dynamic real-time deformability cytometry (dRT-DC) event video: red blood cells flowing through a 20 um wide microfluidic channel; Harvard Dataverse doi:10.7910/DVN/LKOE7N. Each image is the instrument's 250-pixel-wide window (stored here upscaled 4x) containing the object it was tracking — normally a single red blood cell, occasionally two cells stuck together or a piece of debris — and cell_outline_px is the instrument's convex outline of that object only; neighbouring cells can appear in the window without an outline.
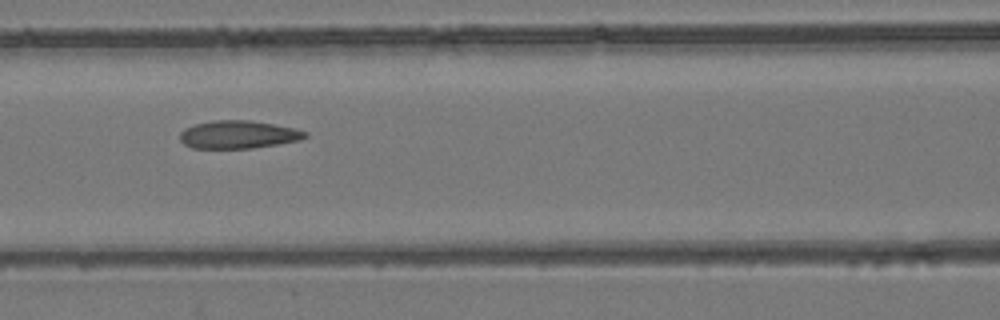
{"species": "common noctule bat (a hibernating species)", "species_latin": "Nyctalus noctula", "temperature_condition": "room temperature", "stored_images_in_passage": 8, "camera_frame_rate_fps": 3000, "um_per_image_px": 0.085, "animal": {"sex": "female", "body_mass_g": 24.6, "forearm_length_mm": 56.2}, "frame": {"image": 1, "passage_image": 7, "time_ms": 2.0, "image_size_px": [1000, 320], "cell_outline_px": [[308, 136], [300, 140], [252, 148], [192, 148], [184, 144], [180, 140], [180, 132], [184, 128], [196, 124], [212, 120], [248, 120], [272, 124], [292, 128], [308, 132]], "centroid_in_image_um": [20.22, 11.44], "position_along_channel_um": 146.4, "area_um2": 20.23}}
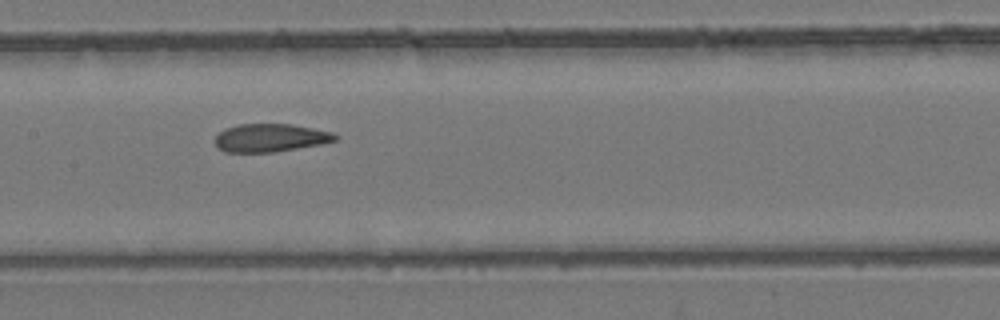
{"frame": {"image": 2, "passage_image": 8, "time_ms": 2.333, "image_size_px": [1000, 320], "cell_outline_px": [[340, 136], [336, 140], [324, 144], [276, 152], [224, 152], [216, 148], [212, 140], [224, 128], [236, 124], [292, 124], [332, 132]], "centroid_in_image_um": [22.95, 11.72], "position_along_channel_um": 184.4, "area_um2": 20.11}}